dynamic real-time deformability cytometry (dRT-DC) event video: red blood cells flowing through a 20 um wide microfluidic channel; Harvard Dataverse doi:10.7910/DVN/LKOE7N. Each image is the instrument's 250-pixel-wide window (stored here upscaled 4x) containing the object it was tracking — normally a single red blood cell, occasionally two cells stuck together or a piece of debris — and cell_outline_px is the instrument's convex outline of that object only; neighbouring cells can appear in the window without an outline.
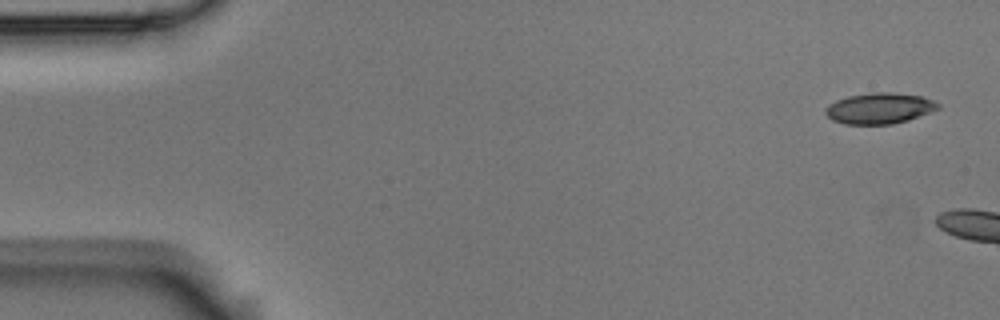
{"species": "Egyptian fruit bat (a non-hibernating species)", "species_latin": "Rousettus aegyptiacus", "temperature_condition": "room temperature", "stored_images_in_passage": 3, "camera_frame_rate_fps": 3000, "um_per_image_px": 0.085, "animal": {"sex": "male"}, "frame": {"image": 1, "passage_image": 1, "time_ms": 0.0, "image_size_px": [1000, 320], "cell_outline_px": [[940, 108], [908, 120], [892, 124], [844, 124], [832, 120], [824, 112], [824, 108], [828, 104], [836, 100], [848, 96], [872, 92], [892, 92], [924, 96], [940, 104]], "centroid_in_image_um": [74.74, 9.2], "position_along_channel_um": 10.3, "area_um2": 20.4}}